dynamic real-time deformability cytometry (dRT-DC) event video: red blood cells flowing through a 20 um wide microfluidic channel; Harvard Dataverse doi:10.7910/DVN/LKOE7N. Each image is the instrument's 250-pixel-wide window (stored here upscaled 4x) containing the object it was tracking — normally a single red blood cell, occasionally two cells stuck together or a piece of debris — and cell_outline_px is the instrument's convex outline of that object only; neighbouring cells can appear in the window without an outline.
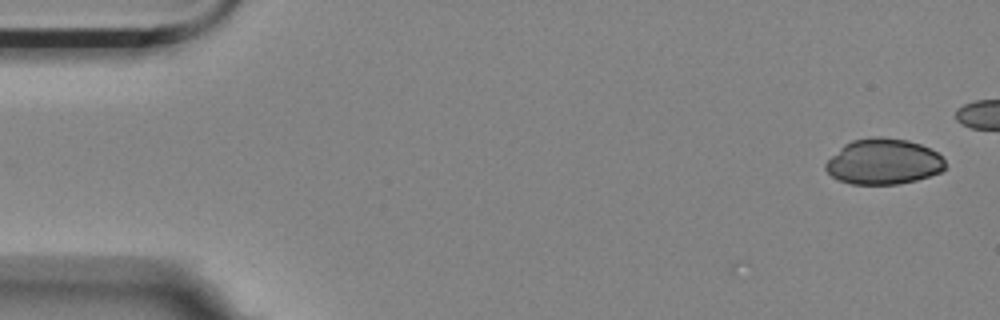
{"species": "Egyptian fruit bat (a non-hibernating species)", "species_latin": "Rousettus aegyptiacus", "temperature_condition": "room temperature", "stored_images_in_passage": 3, "camera_frame_rate_fps": 3000, "um_per_image_px": 0.085, "animal": {"sex": "female"}, "frame": {"image": 1, "passage_image": 1, "time_ms": 0.0, "image_size_px": [1000, 320], "cell_outline_px": [[948, 168], [940, 172], [916, 180], [896, 184], [852, 184], [840, 180], [832, 176], [824, 168], [824, 164], [844, 144], [852, 140], [876, 136], [880, 136], [908, 140], [920, 144], [936, 152], [944, 160]], "centroid_in_image_um": [75.1, 13.73], "position_along_channel_um": 9.9, "area_um2": 31.73}}